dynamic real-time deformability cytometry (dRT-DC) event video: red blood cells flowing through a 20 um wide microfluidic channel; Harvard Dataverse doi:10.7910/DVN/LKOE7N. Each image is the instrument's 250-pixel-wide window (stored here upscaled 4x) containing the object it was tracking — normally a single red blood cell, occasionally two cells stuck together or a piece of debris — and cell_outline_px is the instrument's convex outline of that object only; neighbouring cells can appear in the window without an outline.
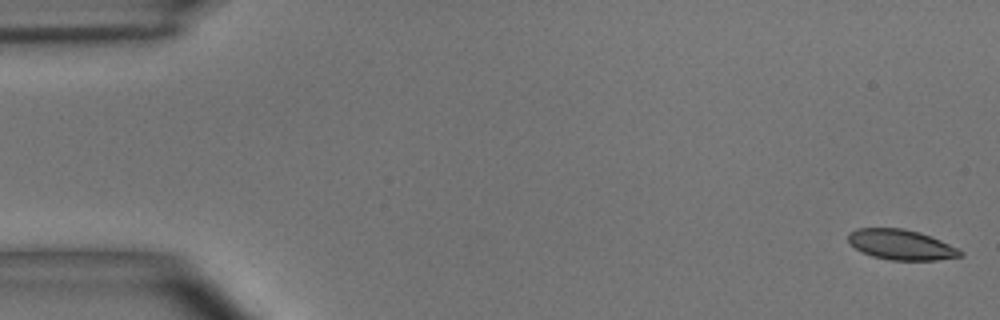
{"species": "common noctule bat (a hibernating species)", "species_latin": "Nyctalus noctula", "temperature_condition": "room temperature", "stored_images_in_passage": 54, "camera_frame_rate_fps": 3000, "um_per_image_px": 0.085, "animal": {"sex": "male", "body_mass_g": 15.6}, "frame": {"image": 1, "passage_image": 1, "time_ms": 0.0, "image_size_px": [1000, 320], "cell_outline_px": [[964, 256], [936, 260], [892, 260], [872, 256], [860, 252], [848, 240], [848, 232], [856, 228], [904, 228], [920, 232], [960, 248], [964, 252]], "centroid_in_image_um": [76.62, 20.79], "position_along_channel_um": 8.4, "area_um2": 19.94}}
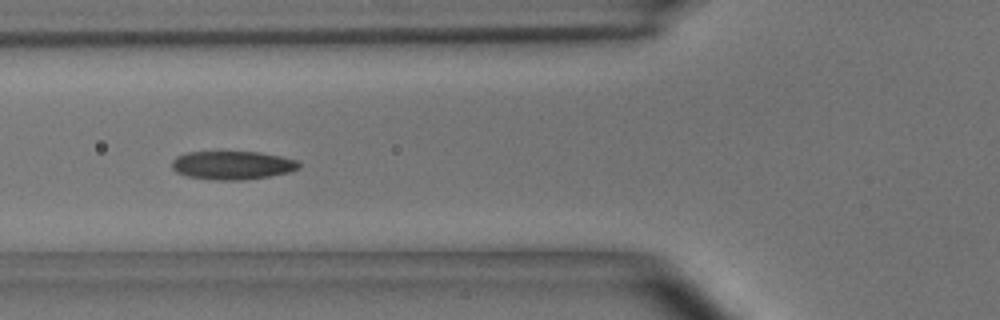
{"frame": {"image": 2, "passage_image": 20, "time_ms": 6.333, "image_size_px": [1000, 320], "cell_outline_px": [[300, 168], [288, 172], [268, 176], [240, 180], [216, 180], [188, 176], [176, 172], [172, 168], [172, 160], [176, 156], [188, 152], [260, 152], [280, 156], [296, 160], [300, 164]], "centroid_in_image_um": [19.73, 14.04], "position_along_channel_um": 106.1, "area_um2": 20.92}}
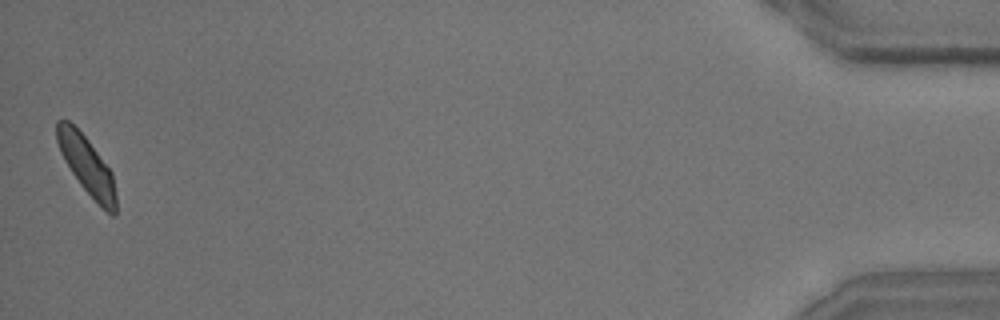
{"frame": {"image": 3, "passage_image": 54, "time_ms": 17.667, "image_size_px": [1000, 320], "cell_outline_px": [[116, 216], [112, 216], [80, 184], [64, 160], [60, 152], [56, 140], [56, 120], [68, 120], [88, 140], [112, 172], [116, 196]], "centroid_in_image_um": [7.36, 14.03], "position_along_channel_um": 427.8, "area_um2": 19.54}, "authors_computed_cell_mechanics": {"area_um2": 20.7502, "velocity_mm_per_s": 3.6463, "shape_relaxation_time_tau1_ms": 3.6944, "shape_relaxation_time_tau2_ms": 2.5354, "deformation_change_tau1": 0.1142, "deformation_change_tau2": 0.0612}}